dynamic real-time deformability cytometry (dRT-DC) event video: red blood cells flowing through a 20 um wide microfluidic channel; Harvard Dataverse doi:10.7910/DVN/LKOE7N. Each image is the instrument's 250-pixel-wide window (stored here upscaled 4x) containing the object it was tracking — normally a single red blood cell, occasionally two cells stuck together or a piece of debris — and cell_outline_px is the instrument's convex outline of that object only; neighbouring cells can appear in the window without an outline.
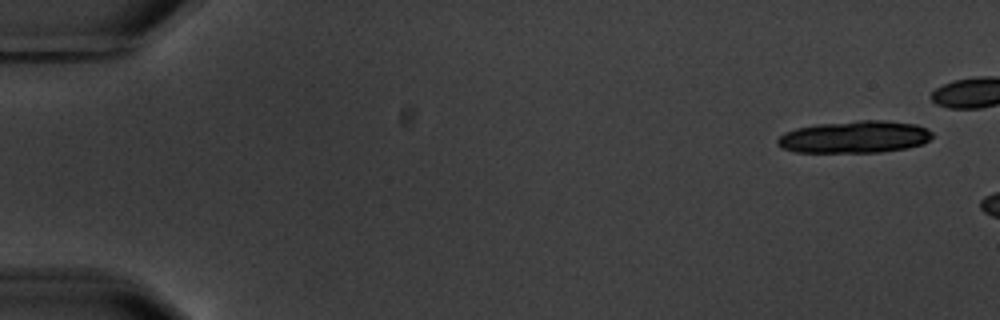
{"species": "common noctule bat (a hibernating species)", "species_latin": "Nyctalus noctula", "temperature_condition": "warm", "stored_images_in_passage": 3, "camera_frame_rate_fps": 3000, "um_per_image_px": 0.085, "animal": {"sex": "male", "body_mass_g": 20.1, "forearm_length_mm": 53.5}, "frame": {"image": 1, "passage_image": 1, "time_ms": 0.0, "image_size_px": [1000, 320], "cell_outline_px": [[932, 136], [924, 144], [908, 148], [880, 152], [796, 152], [780, 148], [776, 144], [776, 140], [784, 132], [796, 128], [816, 124], [860, 120], [888, 120], [916, 124], [928, 128], [932, 132]], "centroid_in_image_um": [72.64, 11.63], "position_along_channel_um": 12.4, "area_um2": 29.36}}